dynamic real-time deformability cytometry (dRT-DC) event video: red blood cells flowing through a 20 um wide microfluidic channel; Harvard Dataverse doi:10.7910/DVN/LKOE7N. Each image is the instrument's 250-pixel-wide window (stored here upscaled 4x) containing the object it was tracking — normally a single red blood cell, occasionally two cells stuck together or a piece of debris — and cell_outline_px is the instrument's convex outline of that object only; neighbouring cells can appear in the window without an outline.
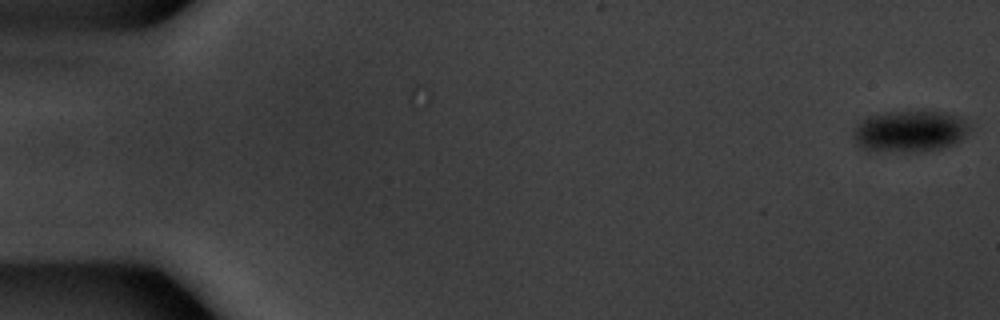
{"species": "common noctule bat (a hibernating species)", "species_latin": "Nyctalus noctula", "temperature_condition": "warm", "stored_images_in_passage": 22, "camera_frame_rate_fps": 3000, "um_per_image_px": 0.085, "animal": {"sex": "male", "body_mass_g": 20.1, "forearm_length_mm": 53.5}, "frame": {"image": 1, "passage_image": 1, "time_ms": 0.0, "image_size_px": [1000, 320], "cell_outline_px": [[968, 128], [964, 136], [952, 144], [944, 148], [928, 152], [888, 152], [864, 148], [856, 144], [852, 136], [852, 132], [856, 124], [868, 116], [888, 112], [944, 112], [956, 116], [964, 120]], "centroid_in_image_um": [77.27, 11.18], "position_along_channel_um": 7.7, "area_um2": 27.98}}
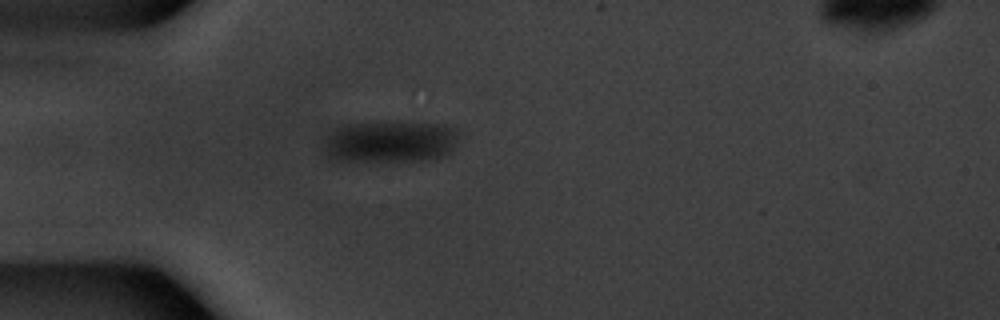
{"frame": {"image": 2, "passage_image": 16, "time_ms": 5.0, "image_size_px": [1000, 320], "cell_outline_px": [[456, 144], [452, 152], [444, 156], [420, 160], [336, 160], [328, 156], [328, 132], [336, 128], [348, 124], [448, 124], [456, 128]], "centroid_in_image_um": [33.25, 12.05], "position_along_channel_um": 51.8, "area_um2": 31.5}}
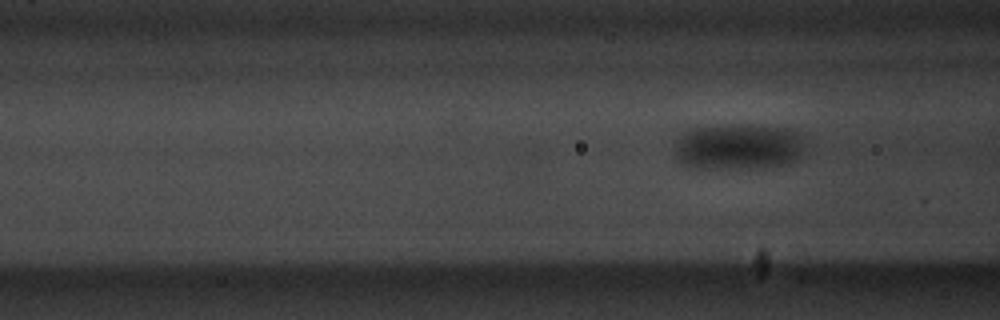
{"frame": {"image": 3, "passage_image": 21, "time_ms": 6.667, "image_size_px": [1000, 320], "cell_outline_px": [[796, 152], [792, 160], [780, 164], [688, 164], [680, 160], [676, 156], [676, 152], [680, 140], [684, 132], [696, 128], [776, 128], [792, 132], [796, 136]], "centroid_in_image_um": [62.63, 12.43], "position_along_channel_um": 104.0, "area_um2": 29.19}}